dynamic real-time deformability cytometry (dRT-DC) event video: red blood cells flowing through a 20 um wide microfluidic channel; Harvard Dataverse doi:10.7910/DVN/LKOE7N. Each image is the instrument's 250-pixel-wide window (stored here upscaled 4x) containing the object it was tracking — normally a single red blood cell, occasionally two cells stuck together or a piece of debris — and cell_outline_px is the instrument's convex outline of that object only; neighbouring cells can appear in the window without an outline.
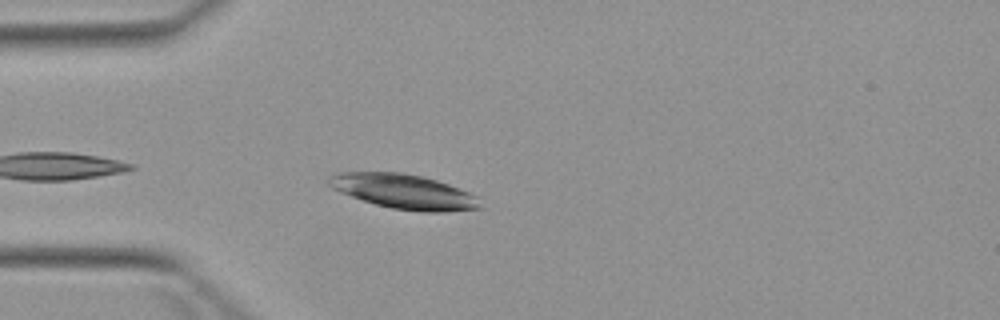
{"species": "Egyptian fruit bat (a non-hibernating species)", "species_latin": "Rousettus aegyptiacus", "temperature_condition": "warm", "stored_images_in_passage": 4, "camera_frame_rate_fps": 3000, "um_per_image_px": 0.085, "animal": {"sex": "female"}, "frame": {"image": 1, "passage_image": 4, "time_ms": 3.667, "image_size_px": [1000, 320], "cell_outline_px": [[484, 208], [444, 212], [424, 212], [392, 208], [376, 204], [340, 192], [332, 188], [328, 184], [328, 176], [336, 172], [400, 172], [420, 176], [436, 180], [448, 184], [468, 192], [476, 196]], "centroid_in_image_um": [34.33, 16.28], "position_along_channel_um": 50.7, "area_um2": 30.4}}